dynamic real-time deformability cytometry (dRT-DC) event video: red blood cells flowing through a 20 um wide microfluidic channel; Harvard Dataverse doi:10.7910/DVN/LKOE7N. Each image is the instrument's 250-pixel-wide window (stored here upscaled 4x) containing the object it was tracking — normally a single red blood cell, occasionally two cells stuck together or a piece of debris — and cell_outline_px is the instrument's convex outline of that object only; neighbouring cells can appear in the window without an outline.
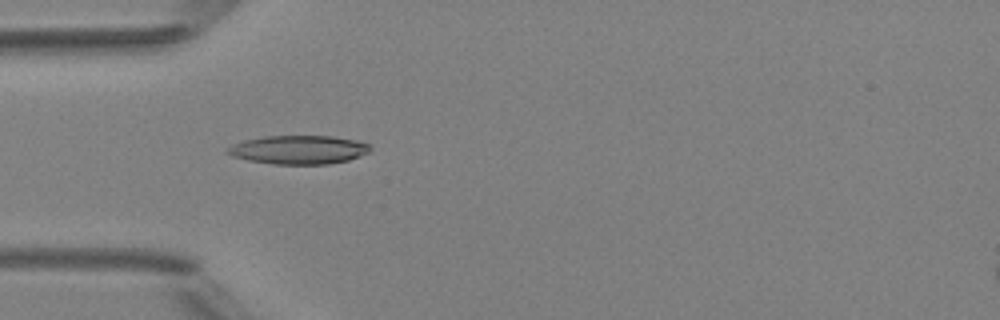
{"species": "Egyptian fruit bat (a non-hibernating species)", "species_latin": "Rousettus aegyptiacus", "temperature_condition": "room temperature", "stored_images_in_passage": 7, "camera_frame_rate_fps": 3000, "um_per_image_px": 0.085, "animal": {"sex": "female"}, "frame": {"image": 1, "passage_image": 5, "time_ms": 4.667, "image_size_px": [1000, 320], "cell_outline_px": [[372, 148], [368, 152], [360, 156], [348, 160], [328, 164], [272, 164], [248, 160], [232, 156], [224, 152], [232, 144], [244, 140], [264, 136], [332, 136], [356, 140], [372, 144]], "centroid_in_image_um": [25.39, 12.72], "position_along_channel_um": 59.6, "area_um2": 23.99}}
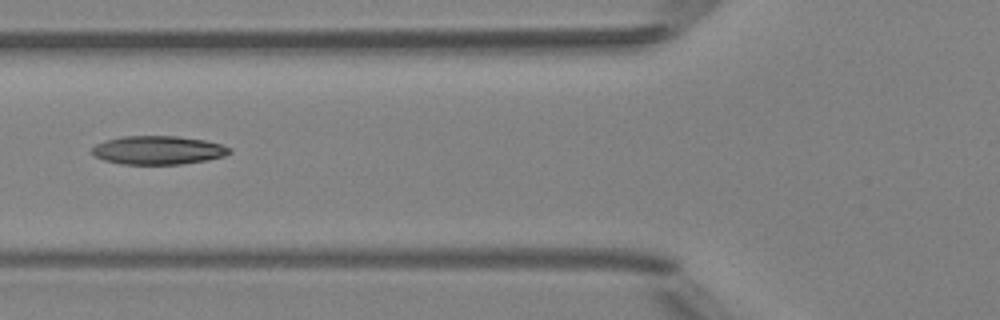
{"frame": {"image": 2, "passage_image": 6, "time_ms": 6.0, "image_size_px": [1000, 320], "cell_outline_px": [[232, 152], [224, 156], [208, 160], [180, 164], [120, 164], [104, 160], [96, 156], [92, 152], [92, 148], [96, 144], [104, 140], [124, 136], [176, 136], [204, 140], [220, 144], [232, 148]], "centroid_in_image_um": [13.45, 12.76], "position_along_channel_um": 112.3, "area_um2": 22.89}}
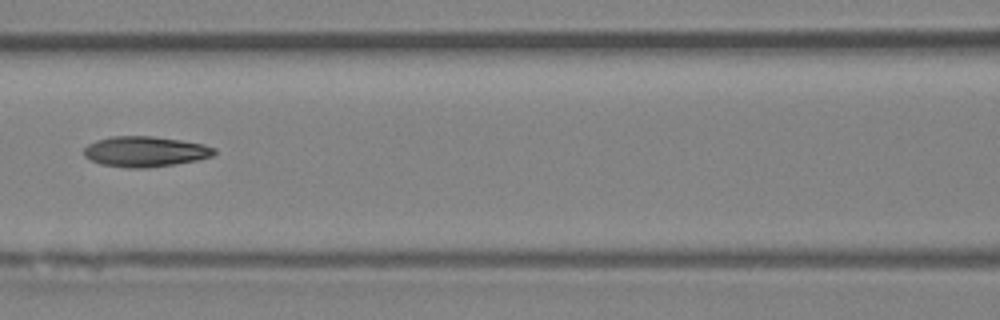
{"frame": {"image": 3, "passage_image": 7, "time_ms": 7.0, "image_size_px": [1000, 320], "cell_outline_px": [[216, 152], [212, 156], [196, 160], [148, 168], [128, 168], [100, 164], [84, 156], [84, 148], [88, 144], [96, 140], [112, 136], [152, 136], [180, 140], [204, 144], [216, 148]], "centroid_in_image_um": [12.33, 12.88], "position_along_channel_um": 154.3, "area_um2": 23.06}}